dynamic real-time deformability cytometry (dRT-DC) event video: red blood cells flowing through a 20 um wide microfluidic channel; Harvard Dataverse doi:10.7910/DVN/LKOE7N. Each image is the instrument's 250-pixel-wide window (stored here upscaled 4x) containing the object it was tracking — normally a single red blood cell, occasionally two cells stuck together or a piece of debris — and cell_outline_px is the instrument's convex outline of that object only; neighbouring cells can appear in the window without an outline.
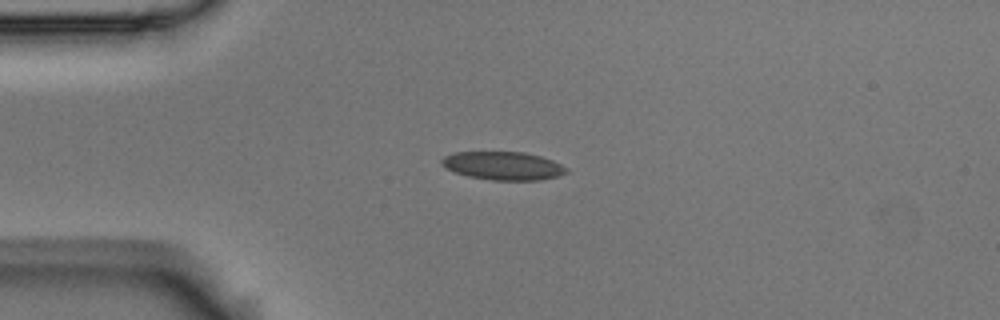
{"species": "Egyptian fruit bat (a non-hibernating species)", "species_latin": "Rousettus aegyptiacus", "temperature_condition": "room temperature", "stored_images_in_passage": 43, "camera_frame_rate_fps": 3000, "um_per_image_px": 0.085, "animal": {"sex": "male"}, "frame": {"image": 1, "passage_image": 1, "time_ms": 0.0, "image_size_px": [1000, 320], "cell_outline_px": [[568, 172], [556, 176], [540, 180], [492, 180], [468, 176], [456, 172], [440, 164], [440, 160], [444, 156], [452, 152], [524, 152], [540, 156], [552, 160], [568, 168]], "centroid_in_image_um": [42.75, 14.08], "position_along_channel_um": 42.2, "area_um2": 20.46}}
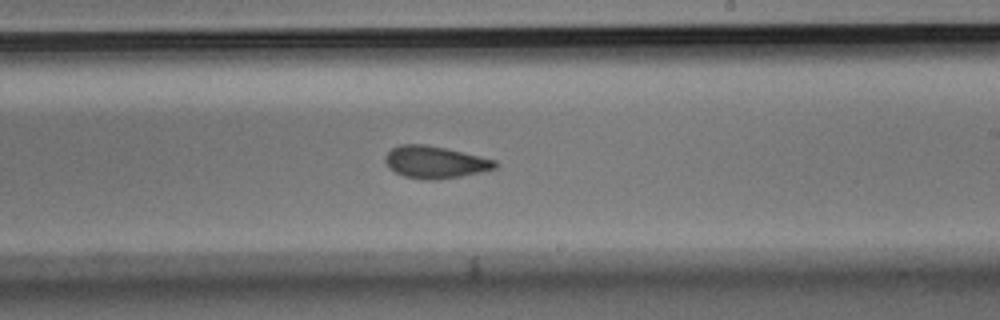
{"frame": {"image": 2, "passage_image": 20, "time_ms": 6.333, "image_size_px": [1000, 320], "cell_outline_px": [[500, 164], [496, 168], [480, 172], [460, 176], [436, 180], [428, 180], [404, 176], [396, 172], [384, 160], [384, 156], [392, 148], [400, 144], [424, 144], [444, 148], [480, 156], [496, 160]], "centroid_in_image_um": [37.0, 13.78], "position_along_channel_um": 252.0, "area_um2": 20.4}}
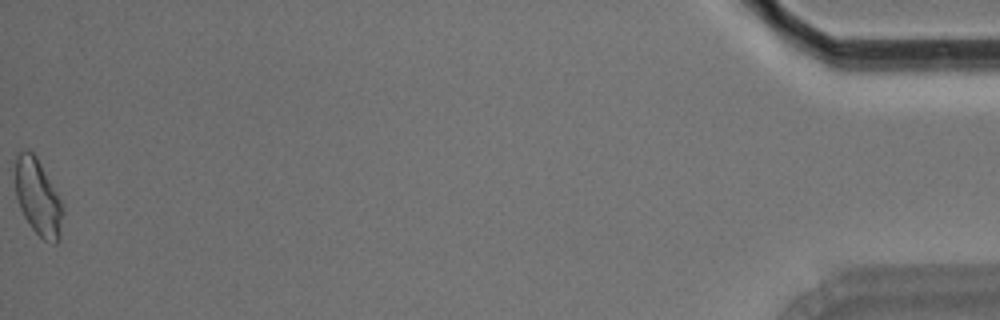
{"frame": {"image": 3, "passage_image": 43, "time_ms": 14.0, "image_size_px": [1000, 320], "cell_outline_px": [[64, 212], [60, 240], [56, 244], [52, 244], [44, 240], [32, 228], [24, 216], [20, 208], [16, 196], [16, 152], [24, 148], [28, 148], [36, 156], [60, 196], [64, 208]], "centroid_in_image_um": [3.26, 16.77], "position_along_channel_um": 431.9, "area_um2": 21.56}, "authors_computed_cell_mechanics": {"area_um2": 20.4612, "velocity_mm_per_s": 3.6453, "shape_relaxation_time_tau1_ms": 6.8916, "shape_relaxation_time_tau2_ms": 2.3341, "deformation_change_tau1": 0.1349, "deformation_change_tau2": 0.0709}}